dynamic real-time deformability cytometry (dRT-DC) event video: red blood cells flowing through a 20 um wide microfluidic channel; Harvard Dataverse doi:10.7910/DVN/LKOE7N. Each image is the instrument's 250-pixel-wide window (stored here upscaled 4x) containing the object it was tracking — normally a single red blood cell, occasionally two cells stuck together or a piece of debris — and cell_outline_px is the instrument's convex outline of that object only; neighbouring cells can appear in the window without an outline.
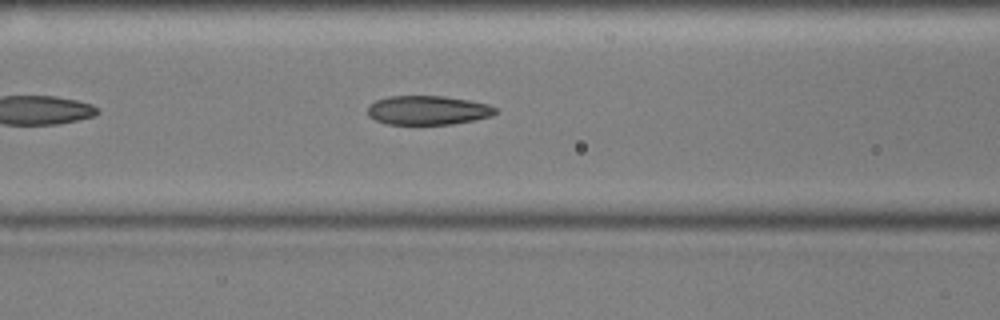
{"species": "common noctule bat (a hibernating species)", "species_latin": "Nyctalus noctula", "temperature_condition": "cold", "stored_images_in_passage": 36, "camera_frame_rate_fps": 3000, "um_per_image_px": 0.085, "animal": {"sex": "male", "body_mass_g": 17.9, "forearm_length_mm": 54.2}, "frame": {"image": 1, "passage_image": 10, "time_ms": 3.0, "image_size_px": [1000, 320], "cell_outline_px": [[496, 112], [492, 116], [452, 124], [388, 124], [376, 120], [368, 116], [368, 104], [376, 100], [388, 96], [444, 96], [468, 100], [488, 104], [496, 108]], "centroid_in_image_um": [36.34, 9.36], "position_along_channel_um": 130.3, "area_um2": 21.62}}
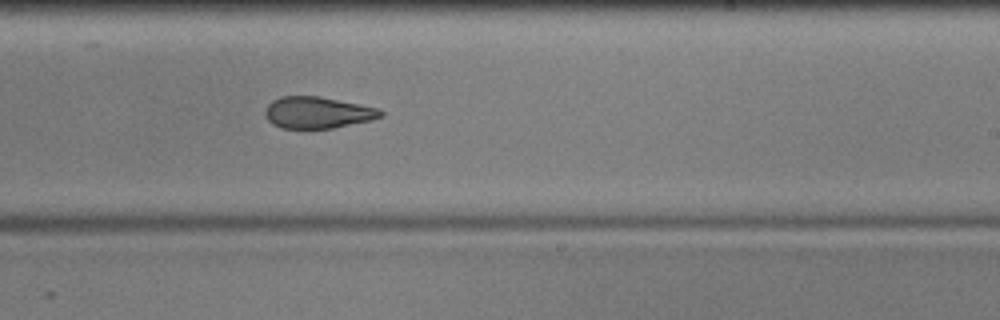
{"frame": {"image": 2, "passage_image": 21, "time_ms": 6.667, "image_size_px": [1000, 320], "cell_outline_px": [[384, 116], [372, 120], [332, 128], [280, 128], [272, 124], [268, 120], [264, 112], [268, 104], [272, 100], [280, 96], [320, 96], [380, 108], [384, 112]], "centroid_in_image_um": [27.01, 9.56], "position_along_channel_um": 262.0, "area_um2": 21.44}}
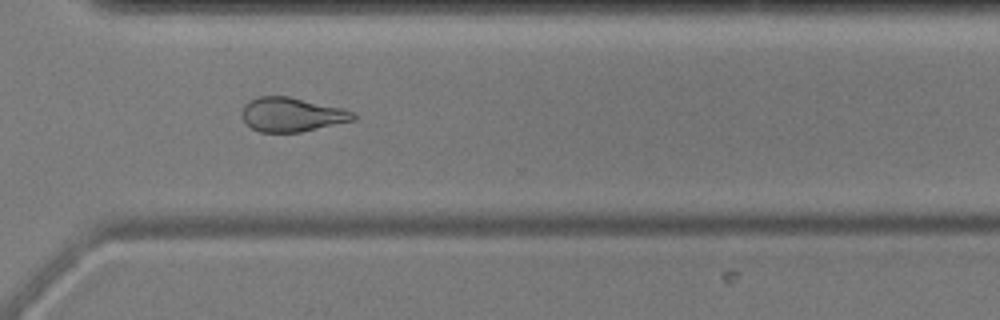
{"frame": {"image": 3, "passage_image": 28, "time_ms": 9.0, "image_size_px": [1000, 320], "cell_outline_px": [[356, 120], [300, 132], [260, 132], [252, 128], [244, 120], [244, 104], [248, 100], [256, 96], [288, 96], [344, 108], [356, 112]], "centroid_in_image_um": [24.85, 9.73], "position_along_channel_um": 345.7, "area_um2": 22.2}, "authors_computed_cell_mechanics": {"area_um2": 22.2819, "velocity_mm_per_s": 3.6024, "shape_relaxation_time_tau1_ms": 9.6192, "shape_relaxation_time_tau2_ms": 3.7841, "deformation_change_tau1": 0.2034, "deformation_change_tau2": 0.1196}}